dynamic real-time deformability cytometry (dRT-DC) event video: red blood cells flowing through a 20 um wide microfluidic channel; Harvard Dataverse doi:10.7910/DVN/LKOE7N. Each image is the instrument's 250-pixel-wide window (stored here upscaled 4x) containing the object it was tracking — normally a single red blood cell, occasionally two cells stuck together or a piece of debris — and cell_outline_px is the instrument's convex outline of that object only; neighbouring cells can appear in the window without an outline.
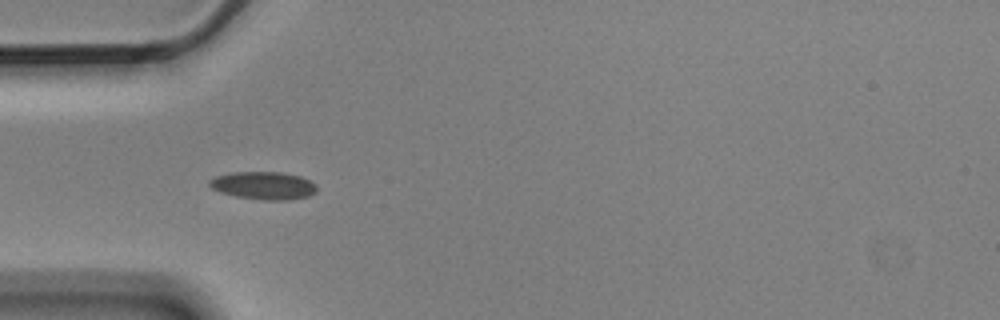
{"species": "Egyptian fruit bat (a non-hibernating species)", "species_latin": "Rousettus aegyptiacus", "temperature_condition": "cold", "stored_images_in_passage": 7, "camera_frame_rate_fps": 3000, "um_per_image_px": 0.085, "animal": {"sex": "male"}, "frame": {"image": 1, "passage_image": 6, "time_ms": 1.667, "image_size_px": [1000, 320], "cell_outline_px": [[316, 192], [308, 196], [288, 200], [264, 200], [236, 196], [220, 192], [212, 188], [208, 184], [208, 180], [216, 176], [232, 172], [280, 172], [300, 176], [316, 184]], "centroid_in_image_um": [22.39, 15.77], "position_along_channel_um": 62.6, "area_um2": 17.34}}
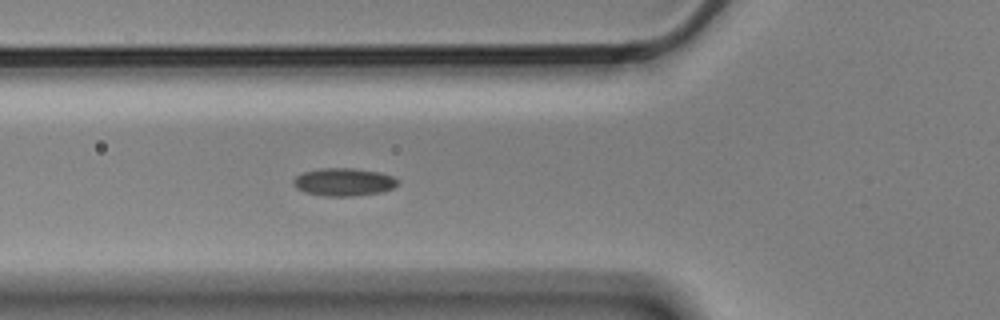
{"frame": {"image": 2, "passage_image": 7, "time_ms": 2.0, "image_size_px": [1000, 320], "cell_outline_px": [[400, 180], [392, 188], [380, 192], [352, 196], [324, 196], [304, 192], [296, 188], [292, 180], [296, 176], [304, 172], [320, 168], [352, 168], [380, 172], [392, 176]], "centroid_in_image_um": [29.2, 15.46], "position_along_channel_um": 96.6, "area_um2": 16.88}}